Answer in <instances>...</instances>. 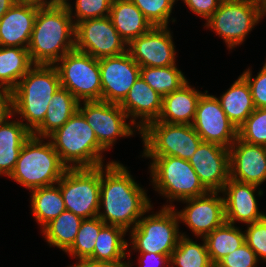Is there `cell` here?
<instances>
[{
    "label": "cell",
    "mask_w": 266,
    "mask_h": 267,
    "mask_svg": "<svg viewBox=\"0 0 266 267\" xmlns=\"http://www.w3.org/2000/svg\"><path fill=\"white\" fill-rule=\"evenodd\" d=\"M105 167L100 166L98 217L105 224L122 227L128 232L145 213L152 210L151 201L127 167L117 161L107 162ZM101 208L104 213L100 212Z\"/></svg>",
    "instance_id": "6da1fadb"
},
{
    "label": "cell",
    "mask_w": 266,
    "mask_h": 267,
    "mask_svg": "<svg viewBox=\"0 0 266 267\" xmlns=\"http://www.w3.org/2000/svg\"><path fill=\"white\" fill-rule=\"evenodd\" d=\"M27 49L34 65H55L75 49V24L64 3L38 8Z\"/></svg>",
    "instance_id": "7a4b0ae2"
},
{
    "label": "cell",
    "mask_w": 266,
    "mask_h": 267,
    "mask_svg": "<svg viewBox=\"0 0 266 267\" xmlns=\"http://www.w3.org/2000/svg\"><path fill=\"white\" fill-rule=\"evenodd\" d=\"M60 87L54 65H34L12 90L13 116L20 114L21 122L26 120L23 124L33 133L43 123L52 96Z\"/></svg>",
    "instance_id": "3957f363"
},
{
    "label": "cell",
    "mask_w": 266,
    "mask_h": 267,
    "mask_svg": "<svg viewBox=\"0 0 266 267\" xmlns=\"http://www.w3.org/2000/svg\"><path fill=\"white\" fill-rule=\"evenodd\" d=\"M46 139H51L61 162L67 168H94L103 165L101 154L106 150L99 144L94 131L79 111Z\"/></svg>",
    "instance_id": "277c9868"
},
{
    "label": "cell",
    "mask_w": 266,
    "mask_h": 267,
    "mask_svg": "<svg viewBox=\"0 0 266 267\" xmlns=\"http://www.w3.org/2000/svg\"><path fill=\"white\" fill-rule=\"evenodd\" d=\"M43 139L46 140L31 135L24 142L16 166L9 176L29 190L57 184L67 169L52 143Z\"/></svg>",
    "instance_id": "5b68a950"
},
{
    "label": "cell",
    "mask_w": 266,
    "mask_h": 267,
    "mask_svg": "<svg viewBox=\"0 0 266 267\" xmlns=\"http://www.w3.org/2000/svg\"><path fill=\"white\" fill-rule=\"evenodd\" d=\"M144 157L152 159L150 173L155 190L171 202L202 196L208 192L188 160L174 156Z\"/></svg>",
    "instance_id": "8992f818"
},
{
    "label": "cell",
    "mask_w": 266,
    "mask_h": 267,
    "mask_svg": "<svg viewBox=\"0 0 266 267\" xmlns=\"http://www.w3.org/2000/svg\"><path fill=\"white\" fill-rule=\"evenodd\" d=\"M178 221L174 205H163L158 213L142 216L129 231L132 250L140 253L166 254L170 257L182 236Z\"/></svg>",
    "instance_id": "52a82bcc"
},
{
    "label": "cell",
    "mask_w": 266,
    "mask_h": 267,
    "mask_svg": "<svg viewBox=\"0 0 266 267\" xmlns=\"http://www.w3.org/2000/svg\"><path fill=\"white\" fill-rule=\"evenodd\" d=\"M264 15L266 6L259 0L221 2L206 20L205 26L221 36L229 49H233L244 42Z\"/></svg>",
    "instance_id": "ba28073f"
},
{
    "label": "cell",
    "mask_w": 266,
    "mask_h": 267,
    "mask_svg": "<svg viewBox=\"0 0 266 267\" xmlns=\"http://www.w3.org/2000/svg\"><path fill=\"white\" fill-rule=\"evenodd\" d=\"M140 134L145 148L142 156H174L189 160L202 142L189 124L155 120L148 123Z\"/></svg>",
    "instance_id": "9c48e42d"
},
{
    "label": "cell",
    "mask_w": 266,
    "mask_h": 267,
    "mask_svg": "<svg viewBox=\"0 0 266 267\" xmlns=\"http://www.w3.org/2000/svg\"><path fill=\"white\" fill-rule=\"evenodd\" d=\"M54 66L58 70L61 87L79 102L102 100L99 59L74 49Z\"/></svg>",
    "instance_id": "30bf717a"
},
{
    "label": "cell",
    "mask_w": 266,
    "mask_h": 267,
    "mask_svg": "<svg viewBox=\"0 0 266 267\" xmlns=\"http://www.w3.org/2000/svg\"><path fill=\"white\" fill-rule=\"evenodd\" d=\"M58 183L66 210L83 219L98 216L100 166L94 168H67Z\"/></svg>",
    "instance_id": "8fae6325"
},
{
    "label": "cell",
    "mask_w": 266,
    "mask_h": 267,
    "mask_svg": "<svg viewBox=\"0 0 266 267\" xmlns=\"http://www.w3.org/2000/svg\"><path fill=\"white\" fill-rule=\"evenodd\" d=\"M83 104V106H81ZM78 111L84 116L95 133L99 144L105 149L113 147L117 137L134 135L135 129L140 130L133 123H127L129 117L119 104L103 100L83 101L79 103ZM131 126H133L131 128ZM136 127V128H135ZM133 128H135L133 130Z\"/></svg>",
    "instance_id": "7c38bea8"
},
{
    "label": "cell",
    "mask_w": 266,
    "mask_h": 267,
    "mask_svg": "<svg viewBox=\"0 0 266 267\" xmlns=\"http://www.w3.org/2000/svg\"><path fill=\"white\" fill-rule=\"evenodd\" d=\"M75 50L101 59L125 53L127 44L107 16L87 19L75 25Z\"/></svg>",
    "instance_id": "4fadbf2b"
},
{
    "label": "cell",
    "mask_w": 266,
    "mask_h": 267,
    "mask_svg": "<svg viewBox=\"0 0 266 267\" xmlns=\"http://www.w3.org/2000/svg\"><path fill=\"white\" fill-rule=\"evenodd\" d=\"M206 90L198 100L192 126L203 142L230 148L238 138V129L226 116L216 96Z\"/></svg>",
    "instance_id": "5bb4252c"
},
{
    "label": "cell",
    "mask_w": 266,
    "mask_h": 267,
    "mask_svg": "<svg viewBox=\"0 0 266 267\" xmlns=\"http://www.w3.org/2000/svg\"><path fill=\"white\" fill-rule=\"evenodd\" d=\"M102 100L120 104L140 76L141 67L126 51L99 59Z\"/></svg>",
    "instance_id": "9a60e30c"
},
{
    "label": "cell",
    "mask_w": 266,
    "mask_h": 267,
    "mask_svg": "<svg viewBox=\"0 0 266 267\" xmlns=\"http://www.w3.org/2000/svg\"><path fill=\"white\" fill-rule=\"evenodd\" d=\"M219 191L182 200L186 208L177 211L179 221L185 223L195 236L204 238L225 222L224 199Z\"/></svg>",
    "instance_id": "2e32d148"
},
{
    "label": "cell",
    "mask_w": 266,
    "mask_h": 267,
    "mask_svg": "<svg viewBox=\"0 0 266 267\" xmlns=\"http://www.w3.org/2000/svg\"><path fill=\"white\" fill-rule=\"evenodd\" d=\"M167 26H154L127 45L130 56L140 67L176 65V50Z\"/></svg>",
    "instance_id": "e0dca14e"
},
{
    "label": "cell",
    "mask_w": 266,
    "mask_h": 267,
    "mask_svg": "<svg viewBox=\"0 0 266 267\" xmlns=\"http://www.w3.org/2000/svg\"><path fill=\"white\" fill-rule=\"evenodd\" d=\"M208 191H221L230 178L229 149L215 143L201 142L188 160Z\"/></svg>",
    "instance_id": "ac0fdd59"
},
{
    "label": "cell",
    "mask_w": 266,
    "mask_h": 267,
    "mask_svg": "<svg viewBox=\"0 0 266 267\" xmlns=\"http://www.w3.org/2000/svg\"><path fill=\"white\" fill-rule=\"evenodd\" d=\"M230 178L260 186L266 181V146L250 144L239 137L229 148Z\"/></svg>",
    "instance_id": "d6986e66"
},
{
    "label": "cell",
    "mask_w": 266,
    "mask_h": 267,
    "mask_svg": "<svg viewBox=\"0 0 266 267\" xmlns=\"http://www.w3.org/2000/svg\"><path fill=\"white\" fill-rule=\"evenodd\" d=\"M41 5L15 2L0 18V46L28 48L38 8Z\"/></svg>",
    "instance_id": "ffe728a7"
},
{
    "label": "cell",
    "mask_w": 266,
    "mask_h": 267,
    "mask_svg": "<svg viewBox=\"0 0 266 267\" xmlns=\"http://www.w3.org/2000/svg\"><path fill=\"white\" fill-rule=\"evenodd\" d=\"M257 187L254 184L242 183L229 178L220 191L224 194L225 222L234 225L236 221L250 224L266 216L264 212L261 213L258 209L254 194Z\"/></svg>",
    "instance_id": "44dd1931"
},
{
    "label": "cell",
    "mask_w": 266,
    "mask_h": 267,
    "mask_svg": "<svg viewBox=\"0 0 266 267\" xmlns=\"http://www.w3.org/2000/svg\"><path fill=\"white\" fill-rule=\"evenodd\" d=\"M162 102L163 97L139 76L119 105L128 117H132L130 122L141 131L148 123L158 120L162 111ZM138 117L140 120L136 123Z\"/></svg>",
    "instance_id": "7402d4cb"
},
{
    "label": "cell",
    "mask_w": 266,
    "mask_h": 267,
    "mask_svg": "<svg viewBox=\"0 0 266 267\" xmlns=\"http://www.w3.org/2000/svg\"><path fill=\"white\" fill-rule=\"evenodd\" d=\"M203 93L187 82L180 89L163 97L159 122L192 125L199 98Z\"/></svg>",
    "instance_id": "603a6c76"
},
{
    "label": "cell",
    "mask_w": 266,
    "mask_h": 267,
    "mask_svg": "<svg viewBox=\"0 0 266 267\" xmlns=\"http://www.w3.org/2000/svg\"><path fill=\"white\" fill-rule=\"evenodd\" d=\"M109 18L127 45L154 27L131 0H112Z\"/></svg>",
    "instance_id": "cb8c5ba5"
},
{
    "label": "cell",
    "mask_w": 266,
    "mask_h": 267,
    "mask_svg": "<svg viewBox=\"0 0 266 267\" xmlns=\"http://www.w3.org/2000/svg\"><path fill=\"white\" fill-rule=\"evenodd\" d=\"M126 230L116 225L105 224L96 239L93 255L88 259L93 262L107 263L114 267H127L126 250L128 241L123 238Z\"/></svg>",
    "instance_id": "d4e9b609"
},
{
    "label": "cell",
    "mask_w": 266,
    "mask_h": 267,
    "mask_svg": "<svg viewBox=\"0 0 266 267\" xmlns=\"http://www.w3.org/2000/svg\"><path fill=\"white\" fill-rule=\"evenodd\" d=\"M31 135L20 120L8 119L0 125V175H11L23 144Z\"/></svg>",
    "instance_id": "484cf974"
},
{
    "label": "cell",
    "mask_w": 266,
    "mask_h": 267,
    "mask_svg": "<svg viewBox=\"0 0 266 267\" xmlns=\"http://www.w3.org/2000/svg\"><path fill=\"white\" fill-rule=\"evenodd\" d=\"M217 99L226 116L237 129L255 110L250 86L242 75Z\"/></svg>",
    "instance_id": "4316f807"
},
{
    "label": "cell",
    "mask_w": 266,
    "mask_h": 267,
    "mask_svg": "<svg viewBox=\"0 0 266 267\" xmlns=\"http://www.w3.org/2000/svg\"><path fill=\"white\" fill-rule=\"evenodd\" d=\"M79 103L67 89L60 87L52 96L43 123L32 135L47 138L78 111Z\"/></svg>",
    "instance_id": "83f0119b"
},
{
    "label": "cell",
    "mask_w": 266,
    "mask_h": 267,
    "mask_svg": "<svg viewBox=\"0 0 266 267\" xmlns=\"http://www.w3.org/2000/svg\"><path fill=\"white\" fill-rule=\"evenodd\" d=\"M33 66L27 48L0 46V87L12 91Z\"/></svg>",
    "instance_id": "f1b7e54d"
},
{
    "label": "cell",
    "mask_w": 266,
    "mask_h": 267,
    "mask_svg": "<svg viewBox=\"0 0 266 267\" xmlns=\"http://www.w3.org/2000/svg\"><path fill=\"white\" fill-rule=\"evenodd\" d=\"M31 190V209L35 220L43 228L66 210L59 183Z\"/></svg>",
    "instance_id": "f546056e"
},
{
    "label": "cell",
    "mask_w": 266,
    "mask_h": 267,
    "mask_svg": "<svg viewBox=\"0 0 266 267\" xmlns=\"http://www.w3.org/2000/svg\"><path fill=\"white\" fill-rule=\"evenodd\" d=\"M210 260L215 266L227 254L245 243V232L234 224L224 222L204 237Z\"/></svg>",
    "instance_id": "4dcf8cb0"
},
{
    "label": "cell",
    "mask_w": 266,
    "mask_h": 267,
    "mask_svg": "<svg viewBox=\"0 0 266 267\" xmlns=\"http://www.w3.org/2000/svg\"><path fill=\"white\" fill-rule=\"evenodd\" d=\"M82 221L80 216L65 210L41 230L50 246L66 252L72 246Z\"/></svg>",
    "instance_id": "1f68e13d"
},
{
    "label": "cell",
    "mask_w": 266,
    "mask_h": 267,
    "mask_svg": "<svg viewBox=\"0 0 266 267\" xmlns=\"http://www.w3.org/2000/svg\"><path fill=\"white\" fill-rule=\"evenodd\" d=\"M140 76L161 97L180 89L188 82L176 65L141 67Z\"/></svg>",
    "instance_id": "d6a6232c"
},
{
    "label": "cell",
    "mask_w": 266,
    "mask_h": 267,
    "mask_svg": "<svg viewBox=\"0 0 266 267\" xmlns=\"http://www.w3.org/2000/svg\"><path fill=\"white\" fill-rule=\"evenodd\" d=\"M181 235L178 245L170 256L172 267H215L210 260L204 238H202L203 245H201L184 233Z\"/></svg>",
    "instance_id": "836d02e7"
},
{
    "label": "cell",
    "mask_w": 266,
    "mask_h": 267,
    "mask_svg": "<svg viewBox=\"0 0 266 267\" xmlns=\"http://www.w3.org/2000/svg\"><path fill=\"white\" fill-rule=\"evenodd\" d=\"M105 223L97 216L83 219L72 246L66 253L77 259H89L94 252L95 242Z\"/></svg>",
    "instance_id": "e575fe53"
},
{
    "label": "cell",
    "mask_w": 266,
    "mask_h": 267,
    "mask_svg": "<svg viewBox=\"0 0 266 267\" xmlns=\"http://www.w3.org/2000/svg\"><path fill=\"white\" fill-rule=\"evenodd\" d=\"M238 137L250 144L266 146V108H255L238 129Z\"/></svg>",
    "instance_id": "d590c367"
},
{
    "label": "cell",
    "mask_w": 266,
    "mask_h": 267,
    "mask_svg": "<svg viewBox=\"0 0 266 267\" xmlns=\"http://www.w3.org/2000/svg\"><path fill=\"white\" fill-rule=\"evenodd\" d=\"M66 0L64 4L66 5L71 18L74 19L73 22L76 25L78 22L102 18L109 16L112 0H76L75 2V12L73 15V7ZM74 16V18H73Z\"/></svg>",
    "instance_id": "8d00e7d4"
},
{
    "label": "cell",
    "mask_w": 266,
    "mask_h": 267,
    "mask_svg": "<svg viewBox=\"0 0 266 267\" xmlns=\"http://www.w3.org/2000/svg\"><path fill=\"white\" fill-rule=\"evenodd\" d=\"M153 26H168L172 8L178 0H131Z\"/></svg>",
    "instance_id": "74e56055"
},
{
    "label": "cell",
    "mask_w": 266,
    "mask_h": 267,
    "mask_svg": "<svg viewBox=\"0 0 266 267\" xmlns=\"http://www.w3.org/2000/svg\"><path fill=\"white\" fill-rule=\"evenodd\" d=\"M245 242L255 252L258 260L266 261V216L248 224L245 230Z\"/></svg>",
    "instance_id": "f35d334b"
},
{
    "label": "cell",
    "mask_w": 266,
    "mask_h": 267,
    "mask_svg": "<svg viewBox=\"0 0 266 267\" xmlns=\"http://www.w3.org/2000/svg\"><path fill=\"white\" fill-rule=\"evenodd\" d=\"M258 258L245 242L235 251L222 258L215 267H257Z\"/></svg>",
    "instance_id": "ab89813d"
},
{
    "label": "cell",
    "mask_w": 266,
    "mask_h": 267,
    "mask_svg": "<svg viewBox=\"0 0 266 267\" xmlns=\"http://www.w3.org/2000/svg\"><path fill=\"white\" fill-rule=\"evenodd\" d=\"M257 74L258 75L253 78L252 73L248 68L241 75L246 79L250 86L255 108H266V62Z\"/></svg>",
    "instance_id": "60d3db41"
},
{
    "label": "cell",
    "mask_w": 266,
    "mask_h": 267,
    "mask_svg": "<svg viewBox=\"0 0 266 267\" xmlns=\"http://www.w3.org/2000/svg\"><path fill=\"white\" fill-rule=\"evenodd\" d=\"M196 15L207 20L219 7L220 0H183Z\"/></svg>",
    "instance_id": "b9f144b4"
},
{
    "label": "cell",
    "mask_w": 266,
    "mask_h": 267,
    "mask_svg": "<svg viewBox=\"0 0 266 267\" xmlns=\"http://www.w3.org/2000/svg\"><path fill=\"white\" fill-rule=\"evenodd\" d=\"M138 260L141 264L140 267H170V257L166 254L140 253ZM127 262V267H131L130 260H128Z\"/></svg>",
    "instance_id": "7bdbcfd3"
},
{
    "label": "cell",
    "mask_w": 266,
    "mask_h": 267,
    "mask_svg": "<svg viewBox=\"0 0 266 267\" xmlns=\"http://www.w3.org/2000/svg\"><path fill=\"white\" fill-rule=\"evenodd\" d=\"M13 117V95L12 91L0 87V125Z\"/></svg>",
    "instance_id": "ee69618b"
},
{
    "label": "cell",
    "mask_w": 266,
    "mask_h": 267,
    "mask_svg": "<svg viewBox=\"0 0 266 267\" xmlns=\"http://www.w3.org/2000/svg\"><path fill=\"white\" fill-rule=\"evenodd\" d=\"M69 267H114L107 263H99V262H93L88 259H79L76 264Z\"/></svg>",
    "instance_id": "f6af8a7d"
},
{
    "label": "cell",
    "mask_w": 266,
    "mask_h": 267,
    "mask_svg": "<svg viewBox=\"0 0 266 267\" xmlns=\"http://www.w3.org/2000/svg\"><path fill=\"white\" fill-rule=\"evenodd\" d=\"M15 0H0V18L14 5Z\"/></svg>",
    "instance_id": "bcb514c9"
},
{
    "label": "cell",
    "mask_w": 266,
    "mask_h": 267,
    "mask_svg": "<svg viewBox=\"0 0 266 267\" xmlns=\"http://www.w3.org/2000/svg\"><path fill=\"white\" fill-rule=\"evenodd\" d=\"M66 0H40V4L44 3H64Z\"/></svg>",
    "instance_id": "7dc6e473"
},
{
    "label": "cell",
    "mask_w": 266,
    "mask_h": 267,
    "mask_svg": "<svg viewBox=\"0 0 266 267\" xmlns=\"http://www.w3.org/2000/svg\"><path fill=\"white\" fill-rule=\"evenodd\" d=\"M16 2L40 3V0H15Z\"/></svg>",
    "instance_id": "c3c4849f"
},
{
    "label": "cell",
    "mask_w": 266,
    "mask_h": 267,
    "mask_svg": "<svg viewBox=\"0 0 266 267\" xmlns=\"http://www.w3.org/2000/svg\"><path fill=\"white\" fill-rule=\"evenodd\" d=\"M221 2L242 1V0H220Z\"/></svg>",
    "instance_id": "681fc988"
},
{
    "label": "cell",
    "mask_w": 266,
    "mask_h": 267,
    "mask_svg": "<svg viewBox=\"0 0 266 267\" xmlns=\"http://www.w3.org/2000/svg\"><path fill=\"white\" fill-rule=\"evenodd\" d=\"M259 1L262 2L266 6V0H259Z\"/></svg>",
    "instance_id": "f907efd6"
}]
</instances>
